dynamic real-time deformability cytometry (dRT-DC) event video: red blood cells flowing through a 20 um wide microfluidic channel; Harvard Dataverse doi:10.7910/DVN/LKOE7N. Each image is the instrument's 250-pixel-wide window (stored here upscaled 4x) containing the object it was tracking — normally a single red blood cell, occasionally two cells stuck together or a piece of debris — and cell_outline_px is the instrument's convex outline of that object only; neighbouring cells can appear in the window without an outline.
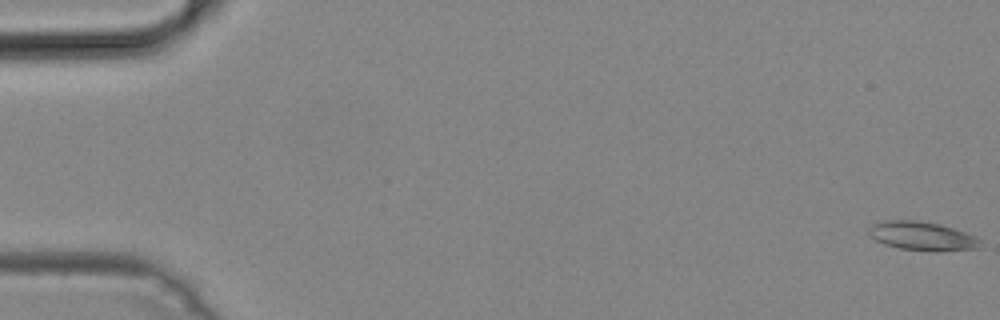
{"species": "common noctule bat (a hibernating species)", "species_latin": "Nyctalus noctula", "temperature_condition": "cold", "stored_images_in_passage": 51, "camera_frame_rate_fps": 3000, "um_per_image_px": 0.085, "animal": {"sex": "male", "body_mass_g": 19.2, "forearm_length_mm": 51.8}, "frame": {"image": 1, "passage_image": 1, "time_ms": 0.0, "image_size_px": [1000, 320], "cell_outline_px": [[980, 248], [936, 252], [900, 248], [884, 244], [876, 240], [868, 232], [872, 224], [880, 220], [916, 220], [940, 224], [976, 236], [980, 240]], "centroid_in_image_um": [78.39, 20.06], "position_along_channel_um": 6.6, "area_um2": 18.73}}
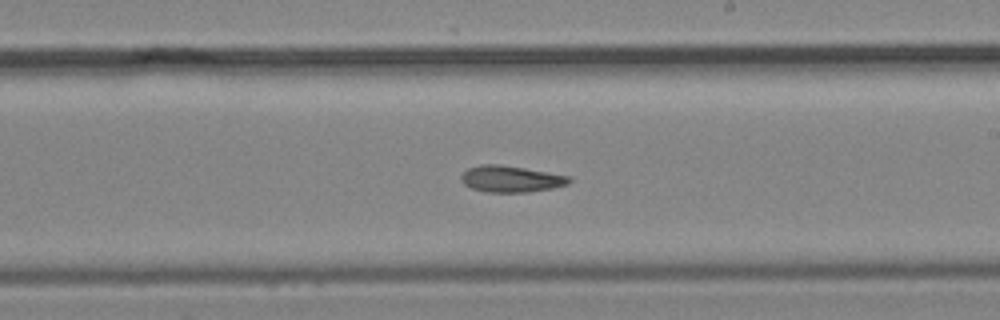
{"frame": {"image": 2, "passage_image": 30, "time_ms": 9.667, "image_size_px": [1000, 320], "cell_outline_px": [[572, 180], [568, 184], [552, 188], [528, 192], [488, 192], [472, 188], [464, 184], [460, 180], [460, 176], [468, 168], [480, 164], [500, 164], [572, 176]], "centroid_in_image_um": [43.44, 15.2], "position_along_channel_um": 245.6, "area_um2": 16.7}}
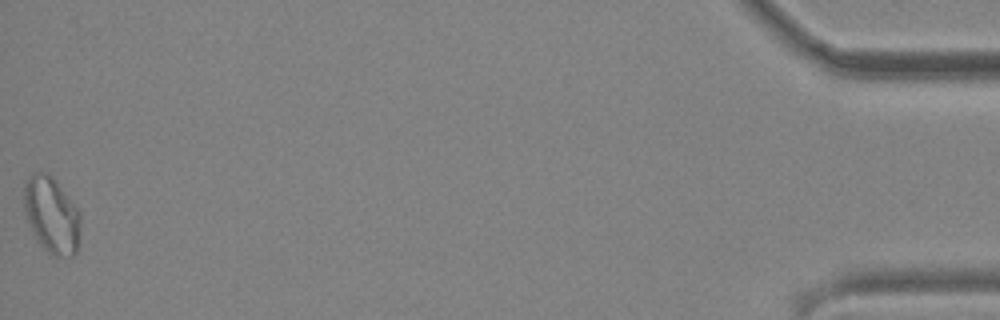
{"frame": {"image": 3, "passage_image": 51, "time_ms": 16.667, "image_size_px": [1000, 320], "cell_outline_px": [[80, 224], [76, 252], [72, 256], [52, 256], [40, 244], [24, 212], [24, 184], [32, 172], [44, 172], [68, 196], [80, 212]], "centroid_in_image_um": [4.38, 18.3], "position_along_channel_um": 430.8, "area_um2": 24.45}}